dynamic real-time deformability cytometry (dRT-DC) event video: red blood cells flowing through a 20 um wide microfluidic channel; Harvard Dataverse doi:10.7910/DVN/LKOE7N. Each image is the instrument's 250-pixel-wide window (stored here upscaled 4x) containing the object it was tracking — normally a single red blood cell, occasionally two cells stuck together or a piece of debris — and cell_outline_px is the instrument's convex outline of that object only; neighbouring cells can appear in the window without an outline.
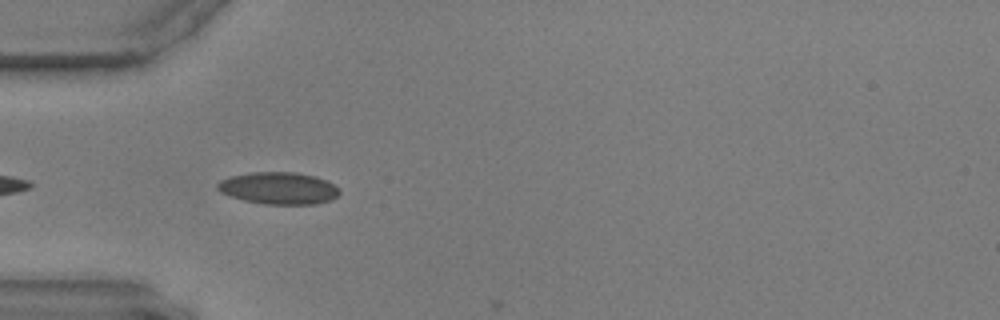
{"species": "common noctule bat (a hibernating species)", "species_latin": "Nyctalus noctula", "temperature_condition": "warm", "stored_images_in_passage": 5, "camera_frame_rate_fps": 3000, "um_per_image_px": 0.085, "animal": {"sex": "male", "body_mass_g": 17.9, "forearm_length_mm": 54.2}, "frame": {"image": 1, "passage_image": 3, "time_ms": 0.667, "image_size_px": [1000, 320], "cell_outline_px": [[340, 192], [332, 200], [316, 204], [264, 204], [244, 200], [220, 192], [216, 188], [216, 184], [220, 180], [232, 176], [252, 172], [296, 172], [316, 176], [328, 180]], "centroid_in_image_um": [23.69, 15.99], "position_along_channel_um": 61.3, "area_um2": 22.77}}